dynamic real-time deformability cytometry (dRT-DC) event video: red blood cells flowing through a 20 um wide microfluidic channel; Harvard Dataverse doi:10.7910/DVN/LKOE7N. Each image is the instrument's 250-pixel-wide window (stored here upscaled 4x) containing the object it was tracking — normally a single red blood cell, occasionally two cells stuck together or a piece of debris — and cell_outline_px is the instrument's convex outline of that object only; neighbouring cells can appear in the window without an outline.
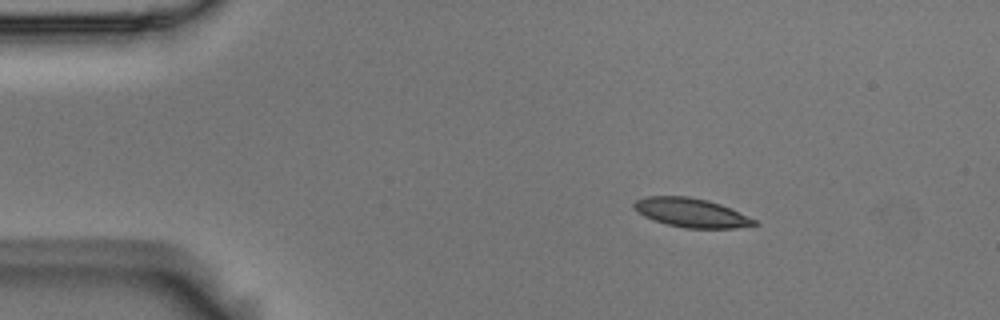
{"species": "Egyptian fruit bat (a non-hibernating species)", "species_latin": "Rousettus aegyptiacus", "temperature_condition": "room temperature", "stored_images_in_passage": 9, "camera_frame_rate_fps": 3000, "um_per_image_px": 0.085, "animal": {"sex": "male"}, "frame": {"image": 1, "passage_image": 1, "time_ms": 0.0, "image_size_px": [1000, 320], "cell_outline_px": [[760, 224], [736, 228], [684, 228], [652, 220], [636, 212], [632, 208], [632, 204], [636, 200], [644, 196], [688, 196], [708, 200], [720, 204], [756, 220]], "centroid_in_image_um": [58.7, 18.07], "position_along_channel_um": 26.3, "area_um2": 20.4}}
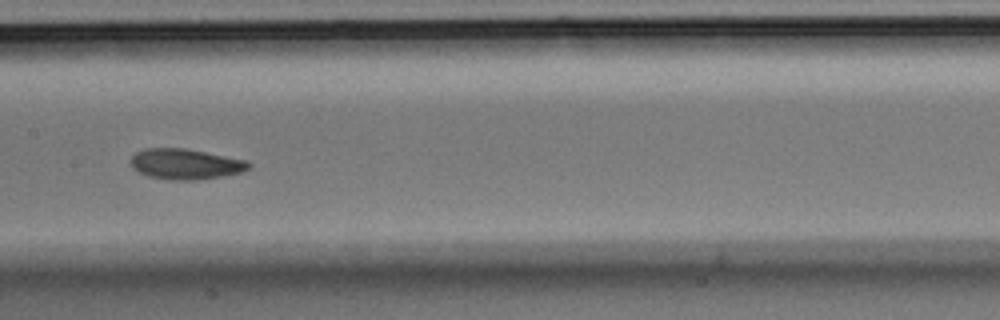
{"frame": {"image": 2, "passage_image": 6, "time_ms": 1.667, "image_size_px": [1000, 320], "cell_outline_px": [[252, 164], [248, 168], [240, 172], [220, 176], [196, 180], [168, 180], [148, 176], [132, 168], [132, 156], [136, 152], [144, 148], [184, 148], [248, 160]], "centroid_in_image_um": [15.76, 13.94], "position_along_channel_um": 191.6, "area_um2": 20.87}}
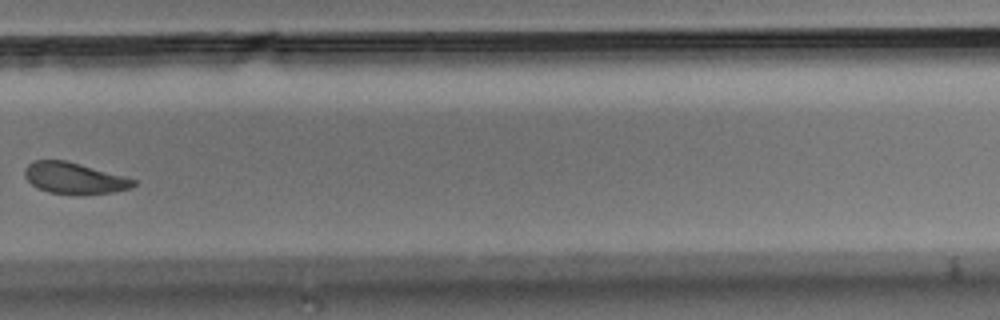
{"frame": {"image": 3, "passage_image": 9, "time_ms": 2.667, "image_size_px": [1000, 320], "cell_outline_px": [[136, 184], [132, 188], [112, 192], [80, 196], [76, 196], [48, 192], [36, 188], [24, 176], [24, 168], [32, 160], [64, 160], [80, 164], [124, 176], [136, 180]], "centroid_in_image_um": [6.29, 15.17], "position_along_channel_um": 323.5, "area_um2": 20.17}}